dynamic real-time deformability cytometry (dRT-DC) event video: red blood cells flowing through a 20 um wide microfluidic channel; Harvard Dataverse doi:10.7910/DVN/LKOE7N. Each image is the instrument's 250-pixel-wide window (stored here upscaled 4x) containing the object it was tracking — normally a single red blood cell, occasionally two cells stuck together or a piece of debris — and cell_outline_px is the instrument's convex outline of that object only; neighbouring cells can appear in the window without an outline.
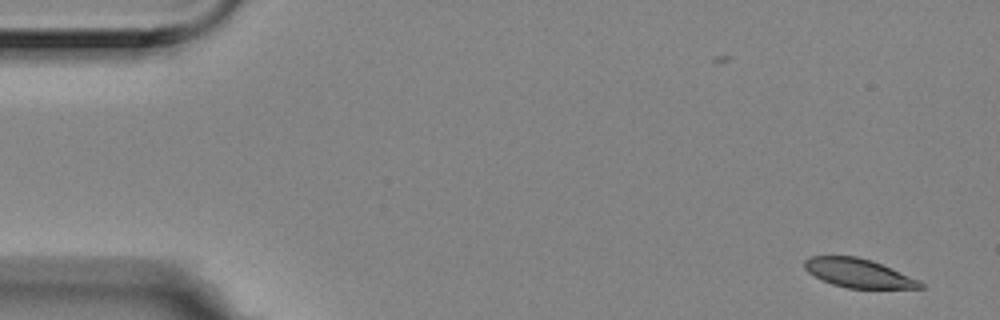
{"species": "Egyptian fruit bat (a non-hibernating species)", "species_latin": "Rousettus aegyptiacus", "temperature_condition": "room temperature", "stored_images_in_passage": 2, "camera_frame_rate_fps": 3000, "um_per_image_px": 0.085, "animal": {"sex": "female"}, "frame": {"image": 1, "passage_image": 2, "time_ms": 0.333, "image_size_px": [1000, 320], "cell_outline_px": [[924, 288], [848, 288], [832, 284], [820, 280], [808, 272], [804, 268], [804, 260], [808, 256], [856, 256], [872, 260], [920, 280], [924, 284]], "centroid_in_image_um": [72.94, 23.21], "position_along_channel_um": 12.1, "area_um2": 19.54}}